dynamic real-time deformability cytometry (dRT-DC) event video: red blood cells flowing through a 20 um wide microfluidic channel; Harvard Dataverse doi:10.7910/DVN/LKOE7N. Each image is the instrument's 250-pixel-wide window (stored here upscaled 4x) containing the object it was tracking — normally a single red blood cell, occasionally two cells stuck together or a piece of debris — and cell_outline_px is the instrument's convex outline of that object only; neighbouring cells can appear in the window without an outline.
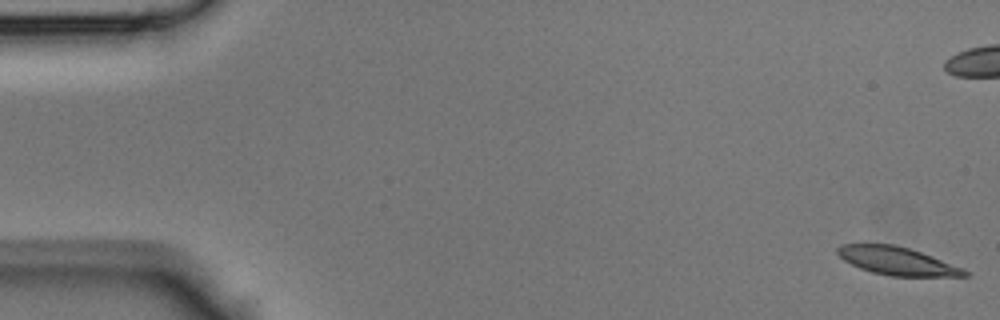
{"species": "Egyptian fruit bat (a non-hibernating species)", "species_latin": "Rousettus aegyptiacus", "temperature_condition": "room temperature", "stored_images_in_passage": 46, "camera_frame_rate_fps": 3000, "um_per_image_px": 0.085, "animal": {"sex": "male"}, "frame": {"image": 1, "passage_image": 1, "time_ms": 0.0, "image_size_px": [1000, 320], "cell_outline_px": [[968, 276], [888, 276], [872, 272], [860, 268], [844, 260], [836, 252], [836, 248], [840, 244], [896, 244], [932, 256], [964, 268], [968, 272]], "centroid_in_image_um": [76.24, 22.18], "position_along_channel_um": 8.8, "area_um2": 20.69}}
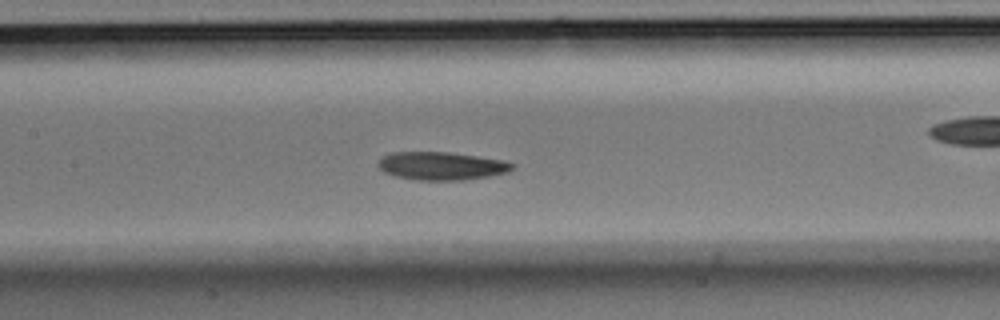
{"frame": {"image": 2, "passage_image": 21, "time_ms": 6.667, "image_size_px": [1000, 320], "cell_outline_px": [[516, 168], [508, 172], [488, 176], [464, 180], [416, 180], [396, 176], [384, 172], [376, 164], [384, 156], [392, 152], [448, 152], [504, 160], [516, 164]], "centroid_in_image_um": [37.56, 14.1], "position_along_channel_um": 169.8, "area_um2": 21.96}}
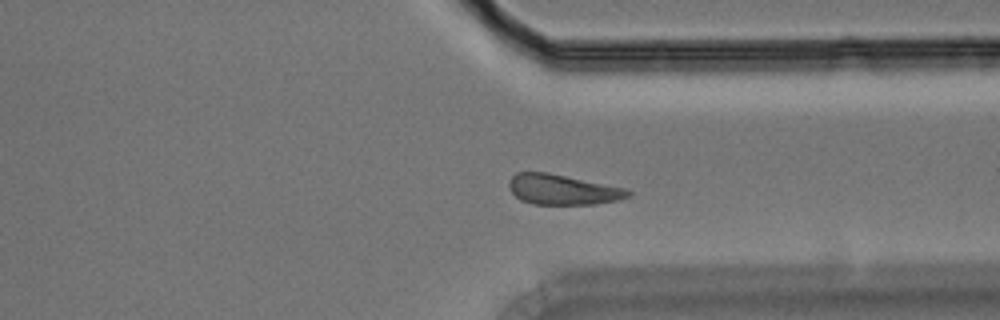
{"frame": {"image": 3, "passage_image": 34, "time_ms": 11.0, "image_size_px": [1000, 320], "cell_outline_px": [[632, 192], [628, 196], [620, 200], [596, 204], [532, 204], [520, 200], [508, 188], [508, 180], [516, 172], [548, 172], [628, 188]], "centroid_in_image_um": [47.83, 16.11], "position_along_channel_um": 363.6, "area_um2": 21.27}}